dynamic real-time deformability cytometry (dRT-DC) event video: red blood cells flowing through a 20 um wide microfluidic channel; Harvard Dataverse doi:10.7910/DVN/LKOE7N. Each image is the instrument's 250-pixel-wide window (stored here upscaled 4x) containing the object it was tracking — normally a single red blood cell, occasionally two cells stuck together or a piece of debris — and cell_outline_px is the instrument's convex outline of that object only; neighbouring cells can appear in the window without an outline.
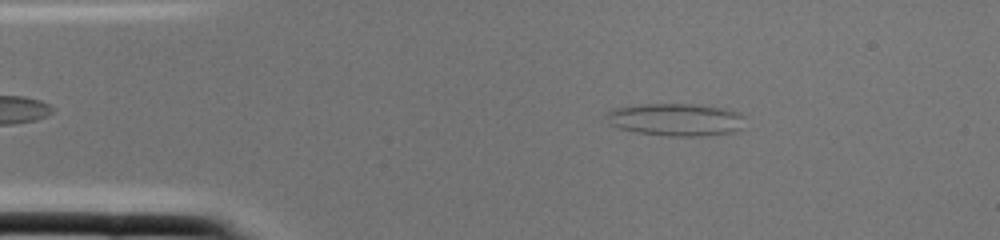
{"species": "common noctule bat (a hibernating species)", "species_latin": "Nyctalus noctula", "temperature_condition": "cold", "stored_images_in_passage": 2, "camera_frame_rate_fps": 3000, "um_per_image_px": 0.085, "animal": {"sex": "female", "body_mass_g": 22.0, "forearm_length_mm": 56.7}, "frame": {"image": 1, "passage_image": 2, "time_ms": 0.333, "image_size_px": [1000, 240], "cell_outline_px": [[744, 116], [740, 128], [736, 132], [700, 136], [668, 136], [636, 132], [620, 128], [608, 124], [604, 116], [604, 112], [616, 108], [640, 104], [692, 104], [720, 108], [740, 112]], "centroid_in_image_um": [57.39, 10.17], "position_along_channel_um": 27.6, "area_um2": 26.36}}